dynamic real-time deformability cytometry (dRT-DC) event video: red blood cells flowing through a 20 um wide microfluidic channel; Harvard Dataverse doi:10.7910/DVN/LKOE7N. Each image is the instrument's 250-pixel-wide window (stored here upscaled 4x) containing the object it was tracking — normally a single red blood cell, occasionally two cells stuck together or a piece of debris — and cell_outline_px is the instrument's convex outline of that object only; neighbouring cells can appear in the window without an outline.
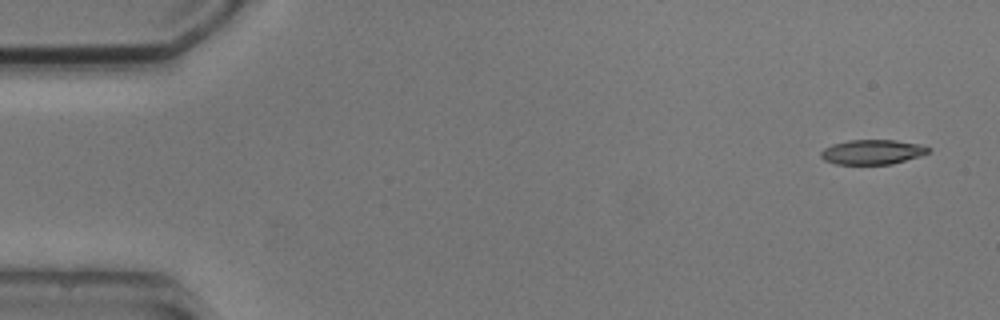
{"species": "common noctule bat (a hibernating species)", "species_latin": "Nyctalus noctula", "temperature_condition": "cold", "stored_images_in_passage": 4, "camera_frame_rate_fps": 3000, "um_per_image_px": 0.085, "animal": {"sex": "male", "body_mass_g": 20.5, "forearm_length_mm": 52.5}, "frame": {"image": 1, "passage_image": 1, "time_ms": 0.0, "image_size_px": [1000, 320], "cell_outline_px": [[932, 148], [928, 152], [920, 156], [892, 164], [836, 164], [824, 160], [820, 156], [820, 152], [824, 148], [832, 144], [848, 140], [896, 140], [920, 144]], "centroid_in_image_um": [74.15, 12.91], "position_along_channel_um": 10.9, "area_um2": 15.55}}
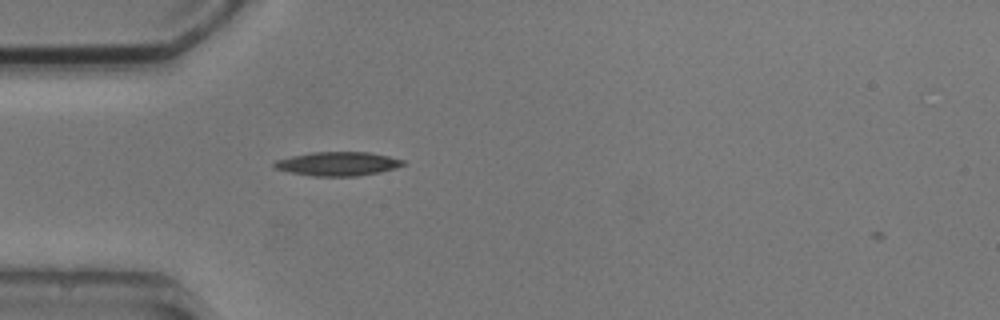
{"frame": {"image": 2, "passage_image": 4, "time_ms": 4.333, "image_size_px": [1000, 320], "cell_outline_px": [[404, 164], [396, 168], [380, 172], [356, 176], [312, 176], [272, 168], [272, 164], [276, 160], [292, 156], [312, 152], [368, 152], [388, 156], [404, 160]], "centroid_in_image_um": [28.69, 13.92], "position_along_channel_um": 56.3, "area_um2": 17.86}}